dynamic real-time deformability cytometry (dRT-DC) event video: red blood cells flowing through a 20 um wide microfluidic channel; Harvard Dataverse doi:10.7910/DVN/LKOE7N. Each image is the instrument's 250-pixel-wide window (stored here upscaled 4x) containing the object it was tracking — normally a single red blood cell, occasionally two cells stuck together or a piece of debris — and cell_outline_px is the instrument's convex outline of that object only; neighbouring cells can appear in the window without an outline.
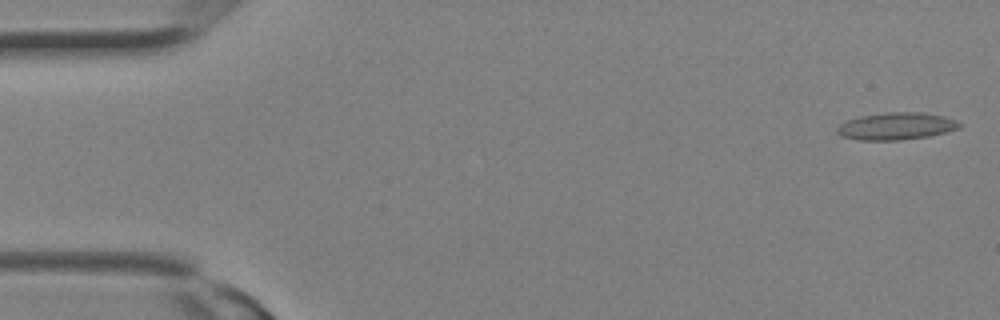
{"species": "Egyptian fruit bat (a non-hibernating species)", "species_latin": "Rousettus aegyptiacus", "temperature_condition": "room temperature", "stored_images_in_passage": 18, "camera_frame_rate_fps": 3000, "um_per_image_px": 0.085, "animal": {"sex": "female"}, "frame": {"image": 1, "passage_image": 1, "time_ms": 0.0, "image_size_px": [1000, 320], "cell_outline_px": [[960, 128], [928, 136], [900, 140], [860, 140], [840, 136], [836, 132], [836, 128], [844, 120], [860, 116], [888, 112], [924, 112], [944, 116], [956, 120], [960, 124]], "centroid_in_image_um": [76.14, 10.72], "position_along_channel_um": 8.9, "area_um2": 19.48}}
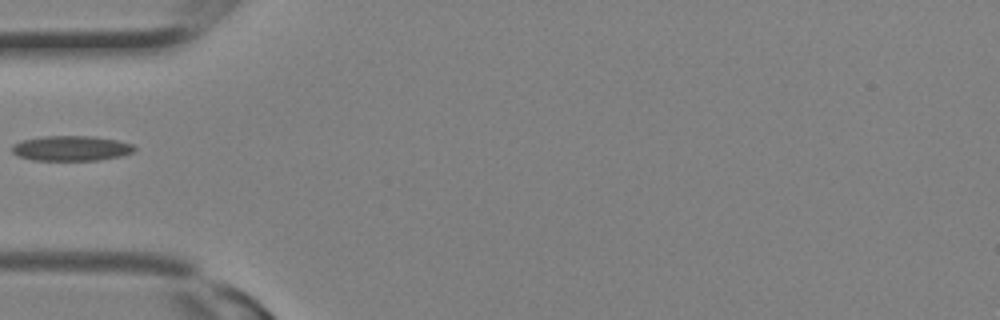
{"frame": {"image": 2, "passage_image": 10, "time_ms": 3.0, "image_size_px": [1000, 320], "cell_outline_px": [[136, 152], [120, 156], [100, 160], [32, 160], [16, 156], [12, 152], [12, 144], [20, 140], [44, 136], [92, 136], [116, 140], [132, 144], [136, 148]], "centroid_in_image_um": [6.03, 12.61], "position_along_channel_um": 79.0, "area_um2": 18.09}}
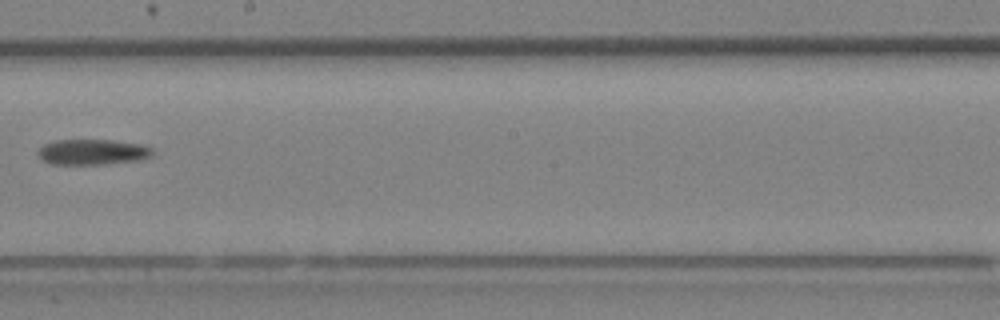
{"frame": {"image": 3, "passage_image": 17, "time_ms": 5.333, "image_size_px": [1000, 320], "cell_outline_px": [[152, 156], [144, 160], [108, 164], [48, 164], [40, 160], [36, 152], [44, 144], [56, 140], [112, 140], [140, 144], [152, 148]], "centroid_in_image_um": [7.85, 12.93], "position_along_channel_um": 240.4, "area_um2": 17.34}}